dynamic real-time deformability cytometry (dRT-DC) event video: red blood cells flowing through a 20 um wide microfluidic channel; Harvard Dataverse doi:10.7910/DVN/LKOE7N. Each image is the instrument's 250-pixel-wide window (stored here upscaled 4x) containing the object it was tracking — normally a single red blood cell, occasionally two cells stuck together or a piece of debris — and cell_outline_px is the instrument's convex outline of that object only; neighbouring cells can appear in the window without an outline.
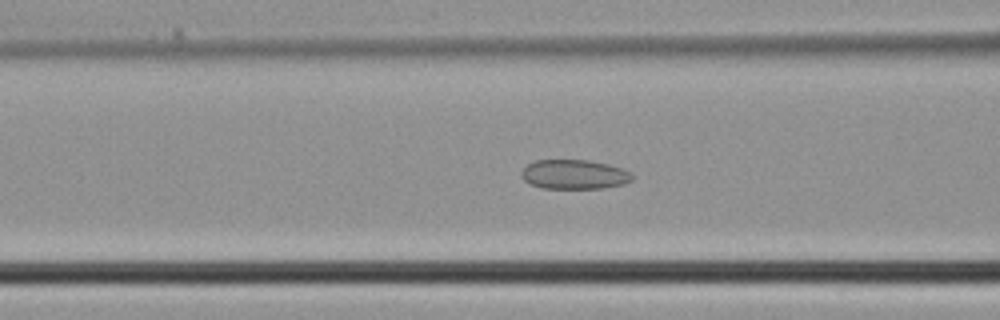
{"species": "common noctule bat (a hibernating species)", "species_latin": "Nyctalus noctula", "temperature_condition": "cold", "stored_images_in_passage": 39, "camera_frame_rate_fps": 3000, "um_per_image_px": 0.085, "animal": {"sex": "male", "body_mass_g": 21.5, "forearm_length_mm": 52.0}, "frame": {"image": 1, "passage_image": 16, "time_ms": 5.0, "image_size_px": [1000, 320], "cell_outline_px": [[632, 180], [624, 184], [604, 188], [540, 188], [528, 184], [520, 176], [520, 172], [528, 164], [536, 160], [588, 160], [608, 164], [620, 168], [628, 172], [632, 176]], "centroid_in_image_um": [48.76, 14.83], "position_along_channel_um": 117.8, "area_um2": 19.02}}
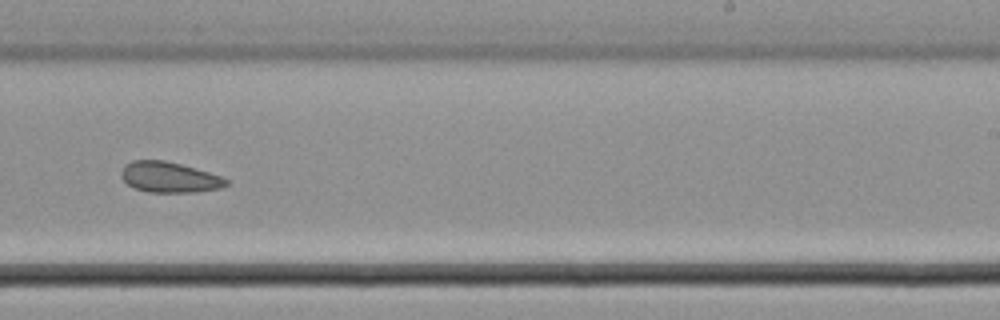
{"frame": {"image": 2, "passage_image": 25, "time_ms": 8.0, "image_size_px": [1000, 320], "cell_outline_px": [[228, 184], [220, 188], [196, 192], [148, 192], [136, 188], [128, 184], [120, 176], [120, 172], [124, 164], [132, 160], [164, 160], [180, 164], [208, 172], [220, 176], [228, 180]], "centroid_in_image_um": [14.36, 15.06], "position_along_channel_um": 274.6, "area_um2": 18.61}}
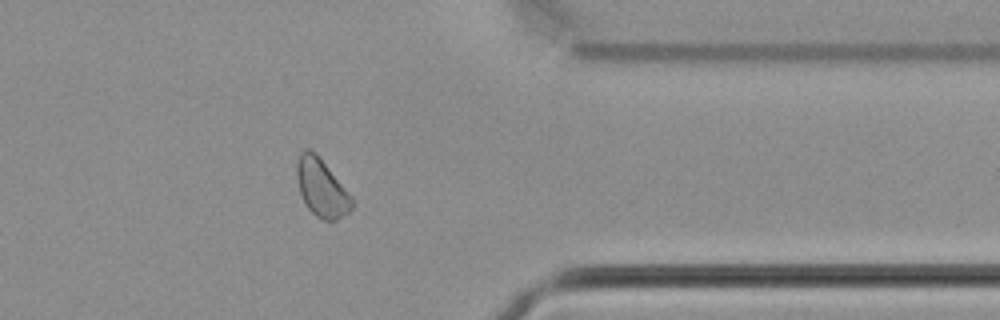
{"frame": {"image": 3, "passage_image": 32, "time_ms": 10.333, "image_size_px": [1000, 320], "cell_outline_px": [[356, 204], [348, 212], [336, 220], [324, 220], [316, 216], [308, 208], [300, 192], [296, 176], [296, 160], [300, 152], [304, 148], [308, 148], [316, 152], [356, 200]], "centroid_in_image_um": [27.35, 15.93], "position_along_channel_um": 384.0, "area_um2": 18.9}}